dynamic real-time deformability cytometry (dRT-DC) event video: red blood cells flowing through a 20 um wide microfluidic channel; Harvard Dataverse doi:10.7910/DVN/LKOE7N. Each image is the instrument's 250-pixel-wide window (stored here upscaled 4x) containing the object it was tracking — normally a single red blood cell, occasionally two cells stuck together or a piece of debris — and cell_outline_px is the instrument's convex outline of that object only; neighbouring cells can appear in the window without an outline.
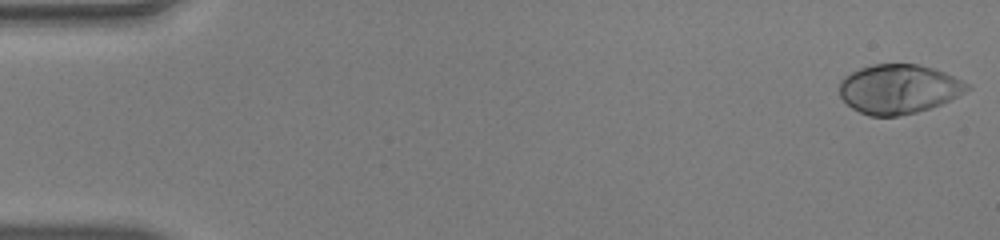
{"species": "human", "species_latin": "Homo sapiens", "temperature_condition": "warm", "stored_images_in_passage": 50, "camera_frame_rate_fps": 3000, "um_per_image_px": 0.085, "donor": {"sex": "male"}, "frame": {"image": 1, "passage_image": 1, "time_ms": 0.0, "image_size_px": [1000, 240], "cell_outline_px": [[972, 88], [940, 104], [916, 112], [896, 116], [868, 116], [852, 108], [840, 96], [840, 80], [844, 76], [860, 68], [872, 64], [916, 64], [932, 68], [944, 72], [972, 84]], "centroid_in_image_um": [76.38, 7.56], "position_along_channel_um": 8.6, "area_um2": 36.53}}
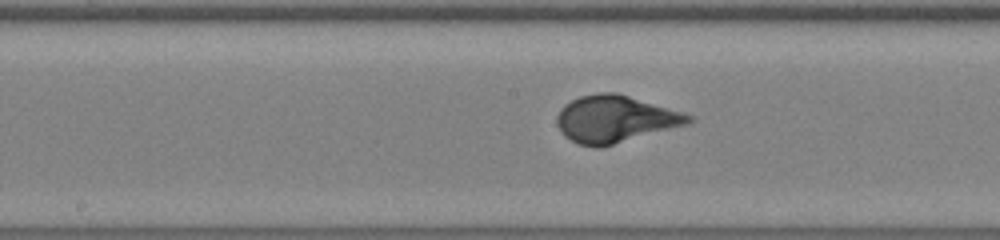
{"frame": {"image": 2, "passage_image": 26, "time_ms": 8.333, "image_size_px": [1000, 240], "cell_outline_px": [[696, 120], [688, 124], [600, 148], [596, 148], [576, 144], [564, 136], [556, 124], [556, 116], [560, 108], [564, 104], [580, 96], [600, 92], [616, 92], [680, 112], [692, 116]], "centroid_in_image_um": [52.23, 10.13], "position_along_channel_um": 196.0, "area_um2": 36.01}}
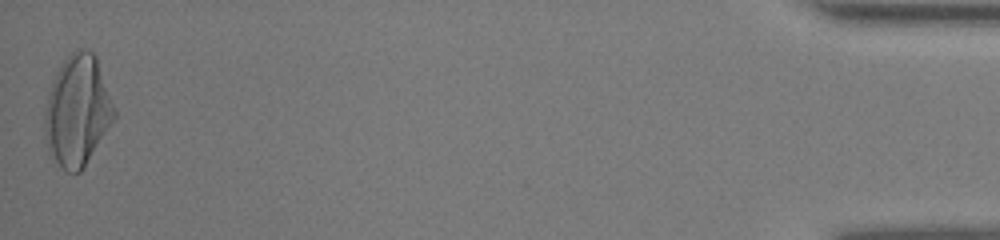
{"frame": {"image": 3, "passage_image": 50, "time_ms": 16.333, "image_size_px": [1000, 240], "cell_outline_px": [[116, 120], [80, 172], [68, 172], [48, 152], [44, 132], [44, 112], [48, 92], [52, 80], [64, 60], [72, 52], [80, 48], [92, 52], [96, 56], [116, 108]], "centroid_in_image_um": [6.6, 9.41], "position_along_channel_um": 428.6, "area_um2": 45.03}}